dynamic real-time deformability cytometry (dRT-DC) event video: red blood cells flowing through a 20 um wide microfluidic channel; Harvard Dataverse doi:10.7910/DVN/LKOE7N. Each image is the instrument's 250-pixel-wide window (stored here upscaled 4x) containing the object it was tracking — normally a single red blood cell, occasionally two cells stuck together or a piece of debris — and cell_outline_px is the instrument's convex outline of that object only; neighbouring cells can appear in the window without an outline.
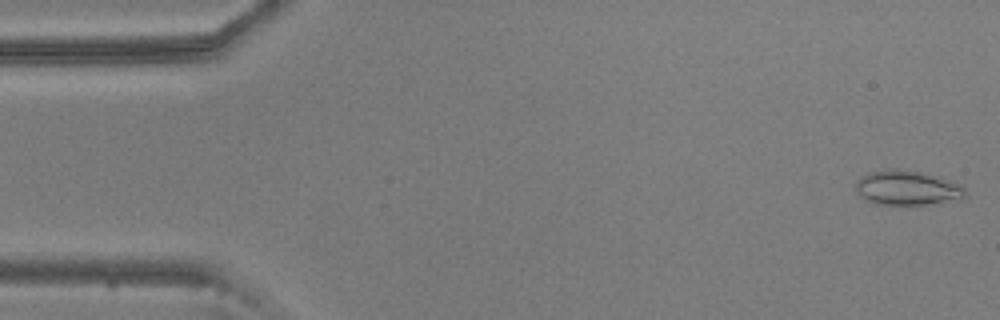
{"species": "common noctule bat (a hibernating species)", "species_latin": "Nyctalus noctula", "temperature_condition": "warm", "stored_images_in_passage": 54, "camera_frame_rate_fps": 3000, "um_per_image_px": 0.085, "animal": {"sex": "male", "body_mass_g": 20.5, "forearm_length_mm": 52.5}, "frame": {"image": 1, "passage_image": 1, "time_ms": 0.0, "image_size_px": [1000, 320], "cell_outline_px": [[964, 196], [924, 204], [872, 204], [864, 200], [856, 192], [856, 180], [860, 176], [868, 172], [892, 168], [896, 168], [924, 172], [960, 184], [964, 188]], "centroid_in_image_um": [76.97, 15.94], "position_along_channel_um": 8.0, "area_um2": 21.85}}
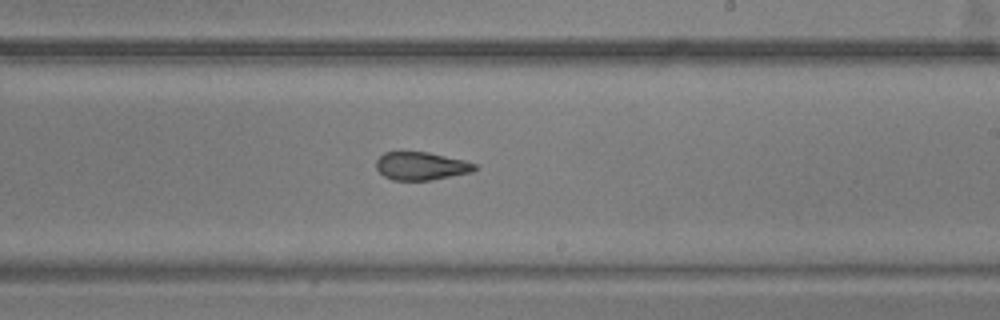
{"frame": {"image": 2, "passage_image": 31, "time_ms": 10.0, "image_size_px": [1000, 320], "cell_outline_px": [[476, 168], [472, 172], [432, 180], [392, 180], [384, 176], [376, 168], [376, 160], [384, 152], [428, 152], [464, 160], [476, 164]], "centroid_in_image_um": [35.79, 14.11], "position_along_channel_um": 253.2, "area_um2": 16.07}}
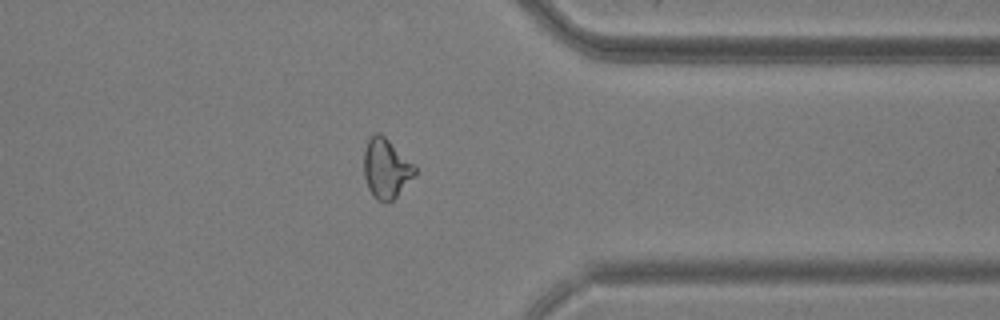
{"frame": {"image": 3, "passage_image": 42, "time_ms": 13.667, "image_size_px": [1000, 320], "cell_outline_px": [[416, 176], [392, 200], [384, 204], [376, 200], [372, 196], [368, 188], [364, 176], [364, 148], [368, 140], [376, 132], [380, 132], [416, 168]], "centroid_in_image_um": [32.8, 14.36], "position_along_channel_um": 378.6, "area_um2": 17.63}, "authors_computed_cell_mechanics": {"area_um2": 18.3804, "velocity_mm_per_s": 3.6811, "shape_relaxation_time_tau1_ms": null, "shape_relaxation_time_tau2_ms": 1.8436, "deformation_change_tau1": null, "deformation_change_tau2": 0.0811}}